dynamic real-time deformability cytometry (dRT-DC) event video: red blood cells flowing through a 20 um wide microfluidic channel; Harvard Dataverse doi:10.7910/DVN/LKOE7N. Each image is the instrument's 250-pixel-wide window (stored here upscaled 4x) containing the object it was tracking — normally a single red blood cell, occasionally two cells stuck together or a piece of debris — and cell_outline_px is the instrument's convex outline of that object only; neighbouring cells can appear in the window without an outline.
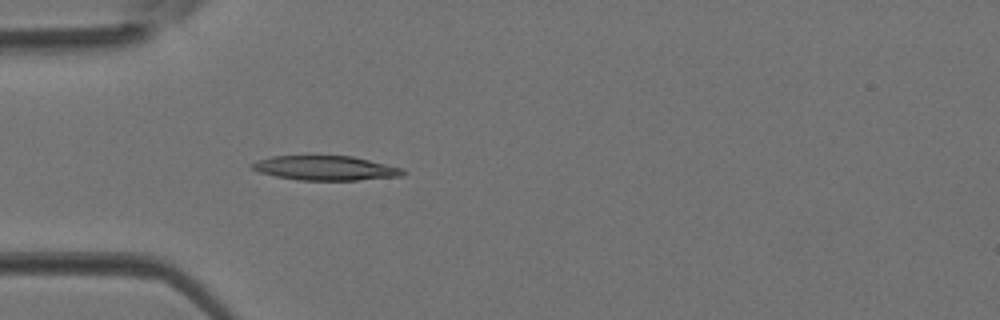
{"species": "Egyptian fruit bat (a non-hibernating species)", "species_latin": "Rousettus aegyptiacus", "temperature_condition": "room temperature", "stored_images_in_passage": 4, "camera_frame_rate_fps": 3000, "um_per_image_px": 0.085, "animal": {"sex": "female"}, "frame": {"image": 1, "passage_image": 4, "time_ms": 1.0, "image_size_px": [1000, 320], "cell_outline_px": [[408, 172], [404, 176], [356, 180], [300, 180], [276, 176], [260, 172], [252, 168], [248, 164], [256, 160], [272, 156], [352, 156], [404, 168]], "centroid_in_image_um": [27.7, 14.28], "position_along_channel_um": 57.3, "area_um2": 21.62}}